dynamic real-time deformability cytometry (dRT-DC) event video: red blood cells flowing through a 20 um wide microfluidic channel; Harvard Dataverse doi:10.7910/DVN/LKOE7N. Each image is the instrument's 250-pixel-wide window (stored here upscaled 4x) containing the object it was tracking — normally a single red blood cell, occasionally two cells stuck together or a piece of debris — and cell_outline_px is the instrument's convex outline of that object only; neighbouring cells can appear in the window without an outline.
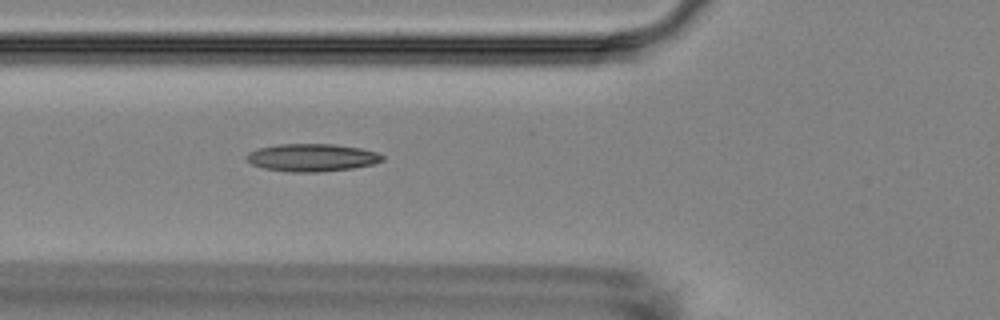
{"species": "Egyptian fruit bat (a non-hibernating species)", "species_latin": "Rousettus aegyptiacus", "temperature_condition": "room temperature", "stored_images_in_passage": 7, "camera_frame_rate_fps": 3000, "um_per_image_px": 0.085, "animal": {"sex": "female"}, "frame": {"image": 1, "passage_image": 7, "time_ms": 8.0, "image_size_px": [1000, 320], "cell_outline_px": [[384, 160], [372, 164], [352, 168], [316, 172], [292, 172], [264, 168], [252, 164], [244, 156], [248, 152], [256, 148], [276, 144], [332, 144], [360, 148], [376, 152], [384, 156]], "centroid_in_image_um": [26.48, 13.38], "position_along_channel_um": 99.3, "area_um2": 21.85}}